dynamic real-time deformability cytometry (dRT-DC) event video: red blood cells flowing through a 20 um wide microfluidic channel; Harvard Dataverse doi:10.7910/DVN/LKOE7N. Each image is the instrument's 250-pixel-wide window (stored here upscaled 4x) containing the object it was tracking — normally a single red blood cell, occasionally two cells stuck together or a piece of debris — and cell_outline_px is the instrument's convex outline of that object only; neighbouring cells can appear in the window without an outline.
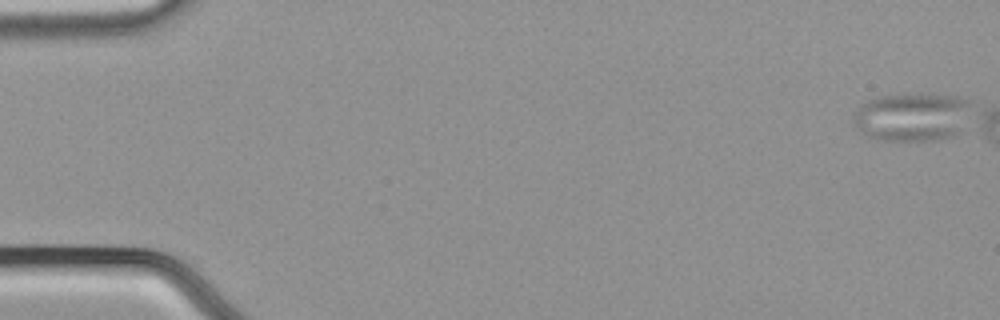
{"species": "common noctule bat (a hibernating species)", "species_latin": "Nyctalus noctula", "temperature_condition": "cold", "stored_images_in_passage": 1, "camera_frame_rate_fps": 3000, "um_per_image_px": 0.085, "animal": {"sex": "male", "body_mass_g": 21.5, "forearm_length_mm": 52.0}, "frame": {"image": 1, "passage_image": 1, "time_ms": 0.0, "image_size_px": [1000, 320], "cell_outline_px": [[972, 100], [960, 132], [952, 136], [936, 140], [876, 140], [852, 128], [852, 116], [860, 104], [868, 100], [880, 96], [900, 92], [924, 92], [960, 96]], "centroid_in_image_um": [77.48, 9.89], "position_along_channel_um": 7.5, "area_um2": 34.45}}